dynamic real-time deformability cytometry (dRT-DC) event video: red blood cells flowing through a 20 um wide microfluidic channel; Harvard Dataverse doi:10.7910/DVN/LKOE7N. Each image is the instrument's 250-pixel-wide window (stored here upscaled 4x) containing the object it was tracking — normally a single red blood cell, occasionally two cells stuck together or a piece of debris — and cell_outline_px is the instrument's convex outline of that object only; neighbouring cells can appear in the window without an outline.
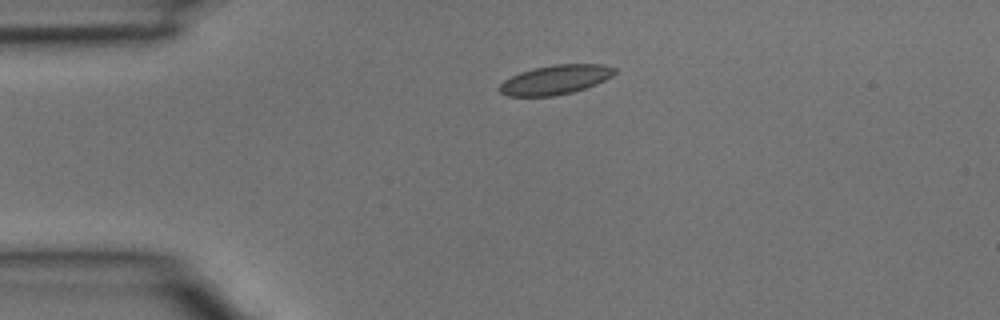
{"species": "common noctule bat (a hibernating species)", "species_latin": "Nyctalus noctula", "temperature_condition": "room temperature", "stored_images_in_passage": 3, "camera_frame_rate_fps": 3000, "um_per_image_px": 0.085, "animal": {"sex": "male", "body_mass_g": 15.6}, "frame": {"image": 1, "passage_image": 1, "time_ms": 0.0, "image_size_px": [1000, 320], "cell_outline_px": [[616, 72], [612, 76], [596, 84], [572, 92], [552, 96], [508, 96], [500, 92], [496, 88], [504, 80], [520, 72], [536, 68], [556, 64], [604, 64], [616, 68]], "centroid_in_image_um": [47.2, 6.77], "position_along_channel_um": 37.8, "area_um2": 19.59}}
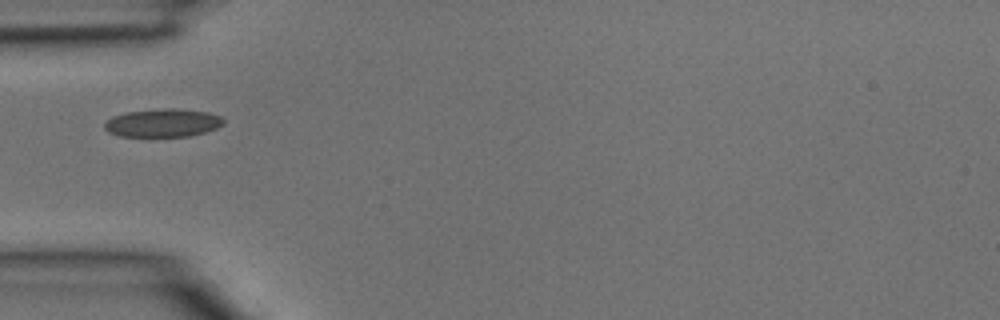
{"frame": {"image": 2, "passage_image": 2, "time_ms": 0.333, "image_size_px": [1000, 320], "cell_outline_px": [[224, 124], [216, 128], [192, 136], [152, 140], [120, 136], [108, 132], [104, 128], [104, 124], [112, 116], [128, 112], [164, 108], [172, 108], [208, 112], [220, 116], [224, 120]], "centroid_in_image_um": [13.81, 10.51], "position_along_channel_um": 71.2, "area_um2": 20.46}}